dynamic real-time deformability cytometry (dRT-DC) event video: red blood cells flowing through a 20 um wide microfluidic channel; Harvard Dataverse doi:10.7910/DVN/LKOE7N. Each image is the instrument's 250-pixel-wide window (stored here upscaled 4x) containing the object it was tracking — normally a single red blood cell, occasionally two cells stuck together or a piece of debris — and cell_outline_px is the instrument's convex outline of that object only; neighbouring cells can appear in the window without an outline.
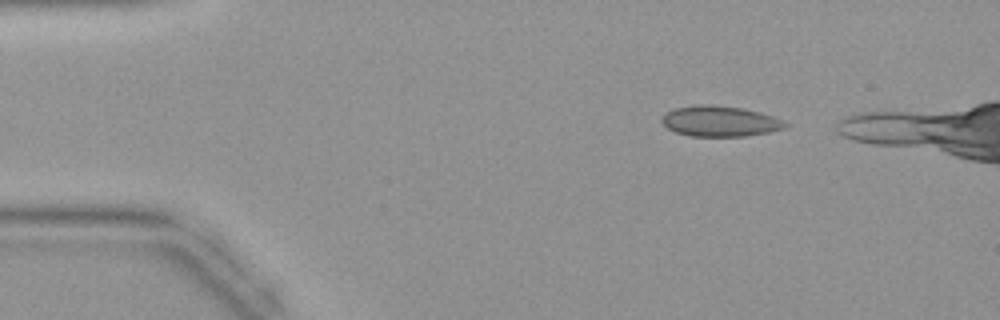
{"species": "common noctule bat (a hibernating species)", "species_latin": "Nyctalus noctula", "temperature_condition": "warm", "stored_images_in_passage": 11, "camera_frame_rate_fps": 3000, "um_per_image_px": 0.085, "animal": {"sex": "female", "body_mass_g": 19.9}, "frame": {"image": 1, "passage_image": 5, "time_ms": 1.333, "image_size_px": [1000, 320], "cell_outline_px": [[788, 124], [784, 128], [768, 132], [744, 136], [692, 136], [676, 132], [668, 128], [660, 120], [668, 112], [676, 108], [700, 104], [712, 104], [740, 108], [772, 116]], "centroid_in_image_um": [61.17, 10.3], "position_along_channel_um": 23.8, "area_um2": 21.5}}